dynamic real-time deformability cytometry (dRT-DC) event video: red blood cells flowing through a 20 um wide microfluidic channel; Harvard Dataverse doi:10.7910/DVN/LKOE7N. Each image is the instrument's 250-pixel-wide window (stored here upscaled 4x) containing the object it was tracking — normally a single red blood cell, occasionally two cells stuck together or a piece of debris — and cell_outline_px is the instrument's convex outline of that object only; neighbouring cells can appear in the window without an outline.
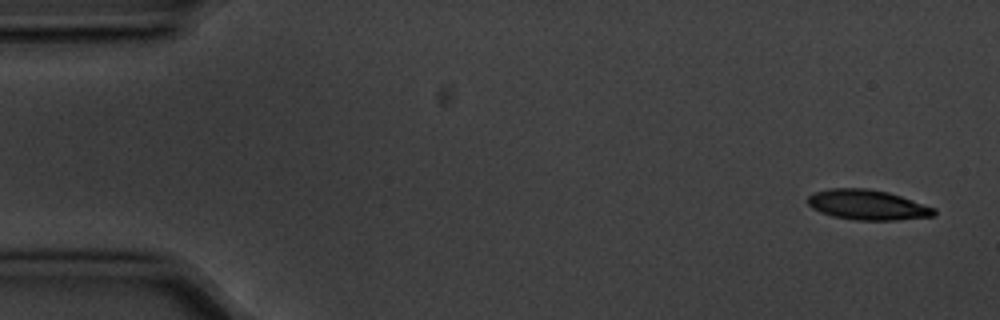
{"species": "common noctule bat (a hibernating species)", "species_latin": "Nyctalus noctula", "temperature_condition": "cold", "stored_images_in_passage": 7, "camera_frame_rate_fps": 3000, "um_per_image_px": 0.085, "animal": {"sex": "male", "body_mass_g": 20.1, "forearm_length_mm": 53.5}, "frame": {"image": 1, "passage_image": 1, "time_ms": 0.0, "image_size_px": [1000, 320], "cell_outline_px": [[936, 216], [896, 220], [856, 220], [832, 216], [820, 212], [812, 208], [808, 204], [808, 196], [816, 192], [828, 188], [864, 188], [888, 192], [936, 208]], "centroid_in_image_um": [73.74, 17.42], "position_along_channel_um": 11.3, "area_um2": 22.14}}
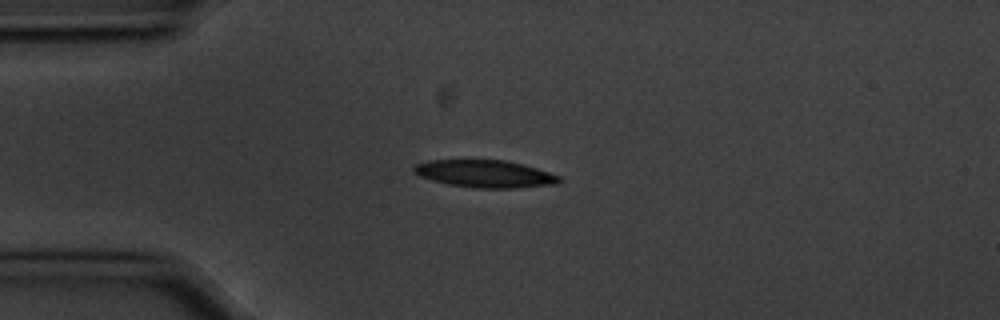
{"frame": {"image": 2, "passage_image": 4, "time_ms": 1.0, "image_size_px": [1000, 320], "cell_outline_px": [[560, 180], [556, 184], [516, 188], [476, 188], [448, 184], [420, 176], [412, 168], [416, 164], [428, 160], [504, 160], [536, 168], [560, 176]], "centroid_in_image_um": [41.22, 14.77], "position_along_channel_um": 43.8, "area_um2": 22.89}}